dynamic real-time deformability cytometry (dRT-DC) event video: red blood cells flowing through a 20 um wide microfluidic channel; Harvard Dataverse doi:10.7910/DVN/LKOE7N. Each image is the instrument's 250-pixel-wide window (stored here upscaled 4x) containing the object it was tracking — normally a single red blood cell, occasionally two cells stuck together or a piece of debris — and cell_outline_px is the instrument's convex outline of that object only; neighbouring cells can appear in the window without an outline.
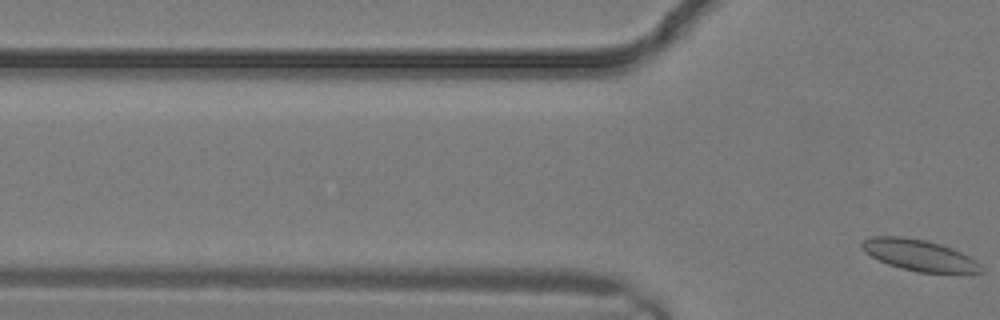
{"species": "common noctule bat (a hibernating species)", "species_latin": "Nyctalus noctula", "temperature_condition": "warm", "stored_images_in_passage": 3, "camera_frame_rate_fps": 3000, "um_per_image_px": 0.085, "animal": {"sex": "male", "body_mass_g": 19.2, "forearm_length_mm": 51.8}, "frame": {"image": 1, "passage_image": 3, "time_ms": 0.667, "image_size_px": [1000, 320], "cell_outline_px": [[984, 272], [920, 272], [900, 268], [888, 264], [864, 252], [860, 248], [860, 244], [864, 240], [872, 236], [900, 236], [928, 240], [952, 248], [976, 260], [984, 268]], "centroid_in_image_um": [78.11, 21.67], "position_along_channel_um": 47.7, "area_um2": 21.56}}